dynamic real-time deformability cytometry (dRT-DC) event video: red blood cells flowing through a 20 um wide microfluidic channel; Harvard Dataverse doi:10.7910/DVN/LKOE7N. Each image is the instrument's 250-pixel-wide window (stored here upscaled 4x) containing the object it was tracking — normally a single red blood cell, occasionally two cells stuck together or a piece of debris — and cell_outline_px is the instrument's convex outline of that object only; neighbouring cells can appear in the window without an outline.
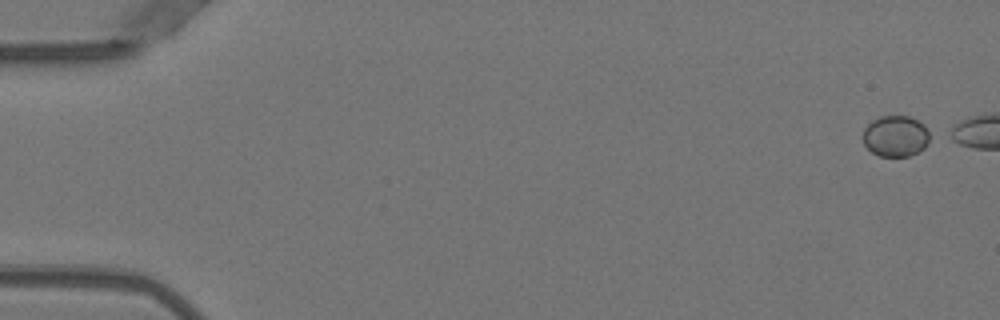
{"species": "Egyptian fruit bat (a non-hibernating species)", "species_latin": "Rousettus aegyptiacus", "temperature_condition": "warm", "stored_images_in_passage": 5, "camera_frame_rate_fps": 3000, "um_per_image_px": 0.085, "animal": {"sex": "female"}, "frame": {"image": 1, "passage_image": 1, "time_ms": 0.0, "image_size_px": [1000, 320], "cell_outline_px": [[928, 140], [924, 148], [908, 156], [880, 156], [872, 152], [864, 144], [860, 136], [864, 128], [872, 120], [880, 116], [908, 116], [924, 124], [928, 132]], "centroid_in_image_um": [76.06, 11.56], "position_along_channel_um": 8.9, "area_um2": 15.95}}